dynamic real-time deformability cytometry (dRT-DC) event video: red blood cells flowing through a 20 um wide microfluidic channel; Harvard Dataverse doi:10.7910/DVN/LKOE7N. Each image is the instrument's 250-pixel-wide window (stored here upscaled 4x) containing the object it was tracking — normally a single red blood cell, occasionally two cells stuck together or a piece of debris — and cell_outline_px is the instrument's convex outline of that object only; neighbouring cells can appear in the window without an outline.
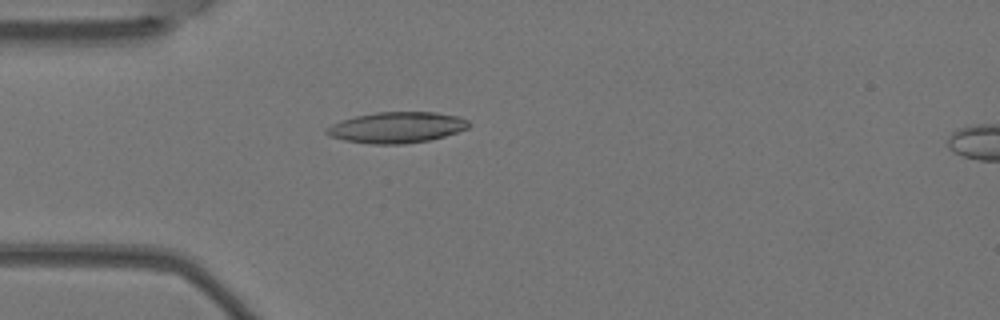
{"species": "Egyptian fruit bat (a non-hibernating species)", "species_latin": "Rousettus aegyptiacus", "temperature_condition": "warm", "stored_images_in_passage": 4, "camera_frame_rate_fps": 3000, "um_per_image_px": 0.085, "animal": {"sex": "female"}, "frame": {"image": 1, "passage_image": 4, "time_ms": 1.0, "image_size_px": [1000, 320], "cell_outline_px": [[472, 124], [468, 128], [444, 136], [428, 140], [404, 144], [372, 144], [344, 140], [328, 136], [324, 132], [332, 124], [356, 116], [376, 112], [436, 112], [460, 116], [468, 120]], "centroid_in_image_um": [33.75, 10.83], "position_along_channel_um": 51.2, "area_um2": 25.61}}